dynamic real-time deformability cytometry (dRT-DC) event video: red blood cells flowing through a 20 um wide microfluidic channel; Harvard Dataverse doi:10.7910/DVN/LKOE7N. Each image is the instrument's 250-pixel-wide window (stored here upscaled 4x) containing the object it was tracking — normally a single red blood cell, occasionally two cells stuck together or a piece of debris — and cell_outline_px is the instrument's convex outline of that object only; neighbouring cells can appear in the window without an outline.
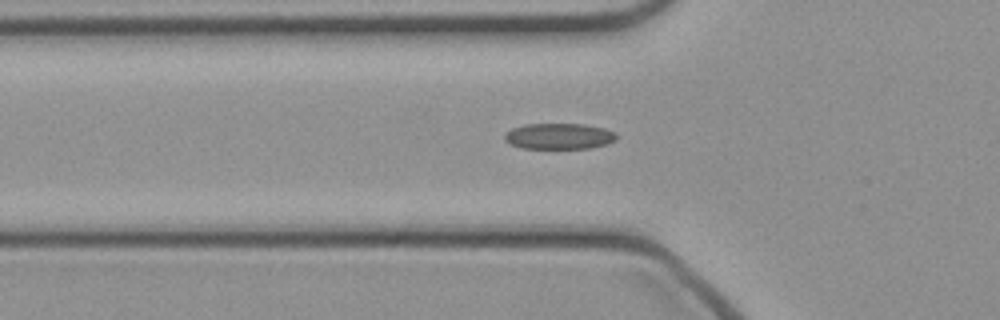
{"species": "common noctule bat (a hibernating species)", "species_latin": "Nyctalus noctula", "temperature_condition": "cold", "stored_images_in_passage": 28, "camera_frame_rate_fps": 3000, "um_per_image_px": 0.085, "animal": {"sex": "female", "body_mass_g": 21.9}, "frame": {"image": 1, "passage_image": 2, "time_ms": 0.333, "image_size_px": [1000, 320], "cell_outline_px": [[616, 140], [608, 144], [588, 148], [520, 148], [508, 144], [504, 140], [504, 136], [512, 128], [524, 124], [584, 124], [604, 128], [616, 132]], "centroid_in_image_um": [47.51, 11.58], "position_along_channel_um": 78.3, "area_um2": 16.99}}
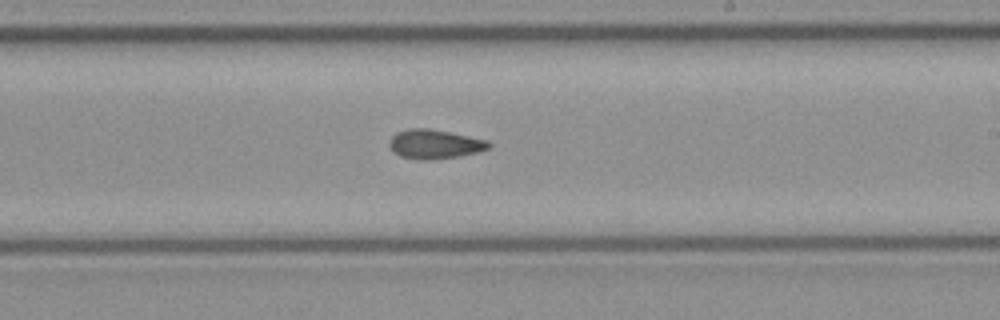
{"frame": {"image": 2, "passage_image": 14, "time_ms": 4.333, "image_size_px": [1000, 320], "cell_outline_px": [[492, 144], [488, 148], [476, 152], [460, 156], [432, 160], [420, 160], [400, 156], [388, 144], [388, 140], [396, 132], [408, 128], [428, 128], [488, 140]], "centroid_in_image_um": [36.92, 12.25], "position_along_channel_um": 252.1, "area_um2": 16.88}}
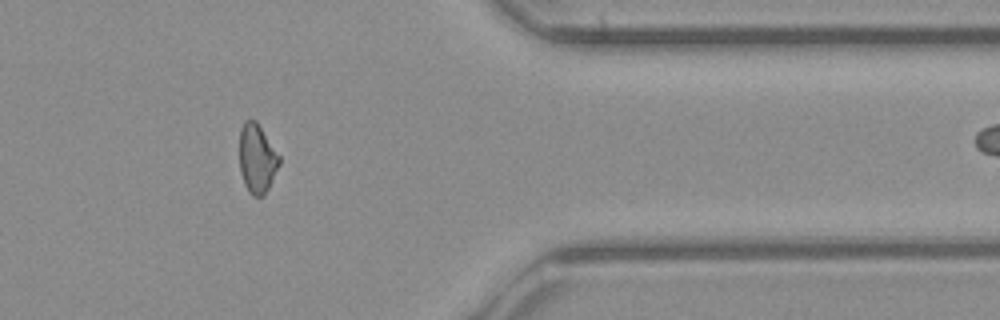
{"frame": {"image": 3, "passage_image": 25, "time_ms": 8.0, "image_size_px": [1000, 320], "cell_outline_px": [[280, 164], [264, 196], [252, 196], [248, 192], [244, 184], [240, 172], [240, 128], [244, 120], [256, 120], [280, 156]], "centroid_in_image_um": [21.84, 13.48], "position_along_channel_um": 389.6, "area_um2": 16.07}}